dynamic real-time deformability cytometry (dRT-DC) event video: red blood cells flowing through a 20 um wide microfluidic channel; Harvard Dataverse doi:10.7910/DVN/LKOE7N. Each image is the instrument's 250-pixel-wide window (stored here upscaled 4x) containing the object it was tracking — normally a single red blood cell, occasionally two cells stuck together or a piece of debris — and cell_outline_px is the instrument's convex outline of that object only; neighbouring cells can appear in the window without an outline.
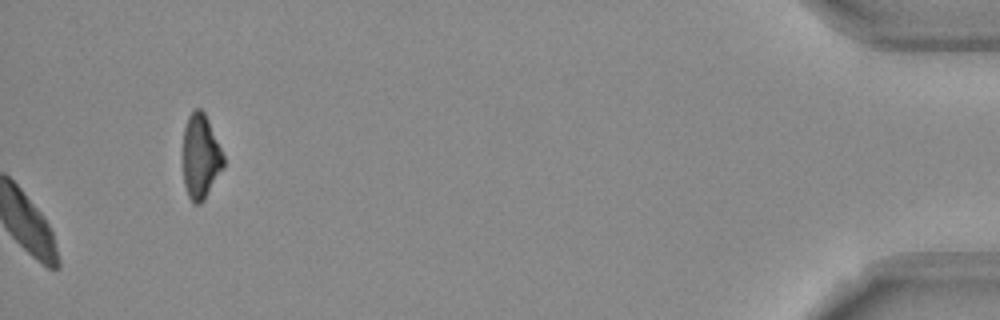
{"species": "Egyptian fruit bat (a non-hibernating species)", "species_latin": "Rousettus aegyptiacus", "temperature_condition": "room temperature", "stored_images_in_passage": 47, "camera_frame_rate_fps": 3000, "um_per_image_px": 0.085, "frame": {"image": 1, "passage_image": 47, "time_ms": 15.333, "image_size_px": [1000, 320], "cell_outline_px": [[224, 164], [204, 200], [200, 204], [192, 204], [188, 196], [184, 184], [180, 156], [184, 128], [188, 116], [196, 108], [200, 108], [204, 112], [208, 120], [224, 156]], "centroid_in_image_um": [16.98, 13.32], "position_along_channel_um": 418.2, "area_um2": 20.4}, "authors_computed_cell_mechanics": {"area_um2": 24.4494, "velocity_mm_per_s": 3.6957, "shape_relaxation_time_tau1_ms": 4.6834, "shape_relaxation_time_tau2_ms": 5.5997, "deformation_change_tau1": 0.1329, "deformation_change_tau2": 0.1056}}